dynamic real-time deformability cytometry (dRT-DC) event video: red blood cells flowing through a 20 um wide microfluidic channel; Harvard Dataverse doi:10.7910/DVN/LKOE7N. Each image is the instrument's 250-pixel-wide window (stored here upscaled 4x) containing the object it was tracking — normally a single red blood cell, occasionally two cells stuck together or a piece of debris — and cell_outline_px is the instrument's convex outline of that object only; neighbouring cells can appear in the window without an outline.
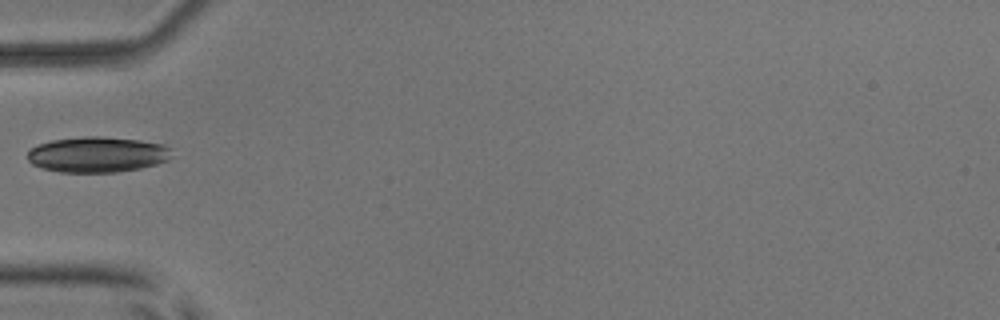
{"species": "common noctule bat (a hibernating species)", "species_latin": "Nyctalus noctula", "temperature_condition": "room temperature", "stored_images_in_passage": 2, "camera_frame_rate_fps": 3000, "um_per_image_px": 0.085, "animal": {"sex": "male", "body_mass_g": 17.9, "forearm_length_mm": 54.2}, "frame": {"image": 1, "passage_image": 1, "time_ms": 0.0, "image_size_px": [1000, 320], "cell_outline_px": [[172, 148], [168, 160], [156, 164], [140, 168], [116, 172], [60, 172], [40, 168], [32, 164], [28, 160], [28, 152], [32, 148], [40, 144], [52, 140], [88, 136], [100, 136], [140, 140], [164, 144]], "centroid_in_image_um": [8.29, 13.13], "position_along_channel_um": 76.7, "area_um2": 29.88}}
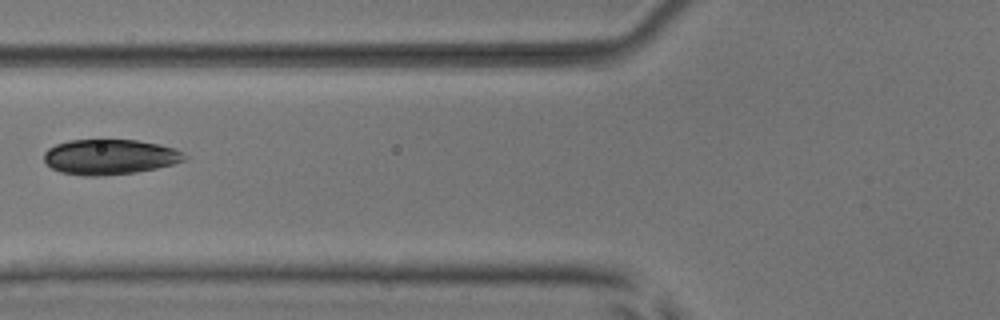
{"frame": {"image": 2, "passage_image": 2, "time_ms": 0.333, "image_size_px": [1000, 320], "cell_outline_px": [[188, 156], [184, 160], [172, 164], [156, 168], [136, 172], [100, 176], [84, 176], [60, 172], [52, 168], [44, 160], [44, 152], [48, 148], [56, 144], [68, 140], [100, 136], [136, 140], [160, 144], [176, 148]], "centroid_in_image_um": [9.31, 13.28], "position_along_channel_um": 116.5, "area_um2": 29.88}}